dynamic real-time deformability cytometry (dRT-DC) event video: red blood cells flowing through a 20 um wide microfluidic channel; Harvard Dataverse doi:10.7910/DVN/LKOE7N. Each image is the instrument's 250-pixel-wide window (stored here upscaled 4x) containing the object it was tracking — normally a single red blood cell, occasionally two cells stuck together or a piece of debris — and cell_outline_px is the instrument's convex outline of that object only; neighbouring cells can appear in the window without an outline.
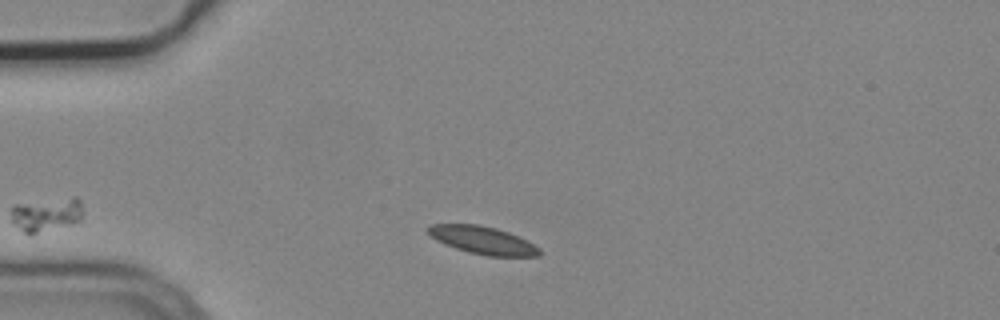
{"species": "common noctule bat (a hibernating species)", "species_latin": "Nyctalus noctula", "temperature_condition": "cold", "stored_images_in_passage": 2, "camera_frame_rate_fps": 3000, "um_per_image_px": 0.085, "animal": {"sex": "male", "body_mass_g": 19.2, "forearm_length_mm": 51.8}, "frame": {"image": 1, "passage_image": 2, "time_ms": 0.333, "image_size_px": [1000, 320], "cell_outline_px": [[540, 256], [488, 256], [468, 252], [444, 244], [436, 240], [424, 228], [432, 224], [480, 224], [496, 228], [508, 232], [540, 248]], "centroid_in_image_um": [40.99, 20.41], "position_along_channel_um": 44.0, "area_um2": 17.86}}